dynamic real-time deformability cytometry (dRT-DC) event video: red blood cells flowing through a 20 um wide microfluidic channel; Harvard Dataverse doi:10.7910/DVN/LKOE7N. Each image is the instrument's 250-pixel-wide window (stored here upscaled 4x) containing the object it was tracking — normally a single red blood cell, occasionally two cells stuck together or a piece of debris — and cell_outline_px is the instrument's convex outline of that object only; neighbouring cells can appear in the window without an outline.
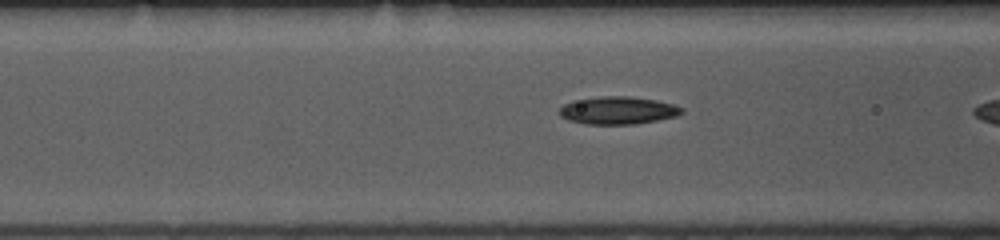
{"species": "common noctule bat (a hibernating species)", "species_latin": "Nyctalus noctula", "temperature_condition": "room temperature", "stored_images_in_passage": 38, "camera_frame_rate_fps": 3000, "um_per_image_px": 0.085, "animal": {"sex": "female", "body_mass_g": 10.0, "forearm_length_mm": 53.1}, "frame": {"image": 1, "passage_image": 17, "time_ms": 5.333, "image_size_px": [1000, 240], "cell_outline_px": [[684, 112], [676, 116], [636, 124], [584, 124], [568, 120], [560, 116], [560, 108], [564, 104], [572, 100], [600, 96], [628, 96], [656, 100], [672, 104], [684, 108]], "centroid_in_image_um": [52.5, 9.38], "position_along_channel_um": 114.1, "area_um2": 19.77}}
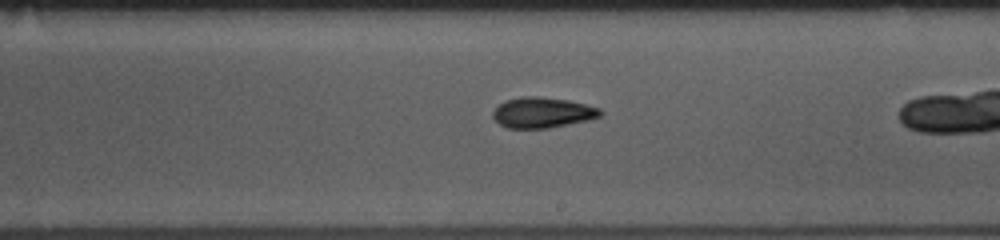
{"frame": {"image": 2, "passage_image": 27, "time_ms": 8.667, "image_size_px": [1000, 240], "cell_outline_px": [[604, 112], [600, 116], [588, 120], [548, 128], [508, 128], [500, 124], [492, 116], [492, 112], [504, 100], [524, 96], [540, 96], [568, 100], [600, 108]], "centroid_in_image_um": [46.11, 9.56], "position_along_channel_um": 242.9, "area_um2": 19.07}}
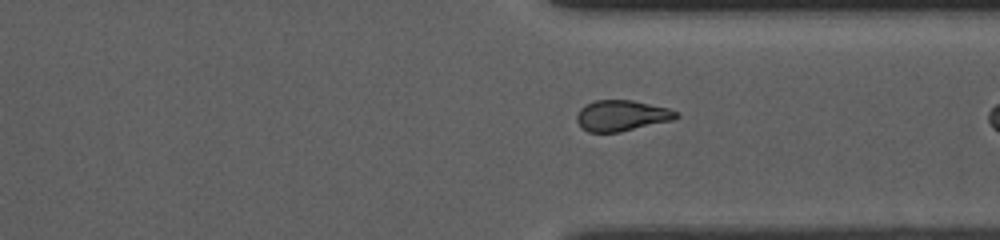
{"frame": {"image": 3, "passage_image": 36, "time_ms": 11.667, "image_size_px": [1000, 240], "cell_outline_px": [[680, 116], [672, 120], [620, 132], [588, 132], [576, 120], [576, 116], [580, 108], [584, 104], [596, 100], [632, 100], [668, 108], [680, 112]], "centroid_in_image_um": [52.85, 9.82], "position_along_channel_um": 358.5, "area_um2": 17.86}}